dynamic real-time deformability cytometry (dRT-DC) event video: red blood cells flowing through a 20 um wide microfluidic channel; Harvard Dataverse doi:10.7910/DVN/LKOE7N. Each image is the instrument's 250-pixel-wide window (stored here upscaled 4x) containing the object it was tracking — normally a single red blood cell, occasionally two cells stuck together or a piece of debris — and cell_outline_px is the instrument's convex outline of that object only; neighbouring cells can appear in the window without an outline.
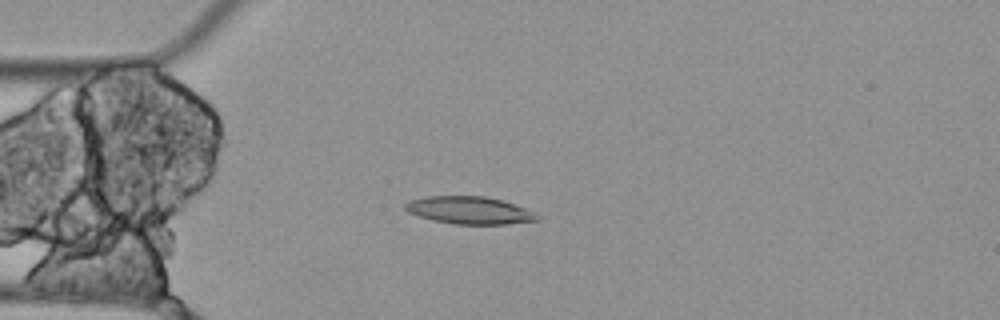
{"species": "Egyptian fruit bat (a non-hibernating species)", "species_latin": "Rousettus aegyptiacus", "temperature_condition": "cold", "stored_images_in_passage": 3, "camera_frame_rate_fps": 3000, "um_per_image_px": 0.085, "animal": {"sex": "female"}, "frame": {"image": 1, "passage_image": 3, "time_ms": 0.667, "image_size_px": [1000, 320], "cell_outline_px": [[540, 220], [508, 224], [452, 224], [432, 220], [408, 212], [404, 208], [404, 204], [412, 200], [428, 196], [484, 196], [500, 200], [524, 208], [540, 216]], "centroid_in_image_um": [39.89, 17.88], "position_along_channel_um": 45.1, "area_um2": 20.92}}